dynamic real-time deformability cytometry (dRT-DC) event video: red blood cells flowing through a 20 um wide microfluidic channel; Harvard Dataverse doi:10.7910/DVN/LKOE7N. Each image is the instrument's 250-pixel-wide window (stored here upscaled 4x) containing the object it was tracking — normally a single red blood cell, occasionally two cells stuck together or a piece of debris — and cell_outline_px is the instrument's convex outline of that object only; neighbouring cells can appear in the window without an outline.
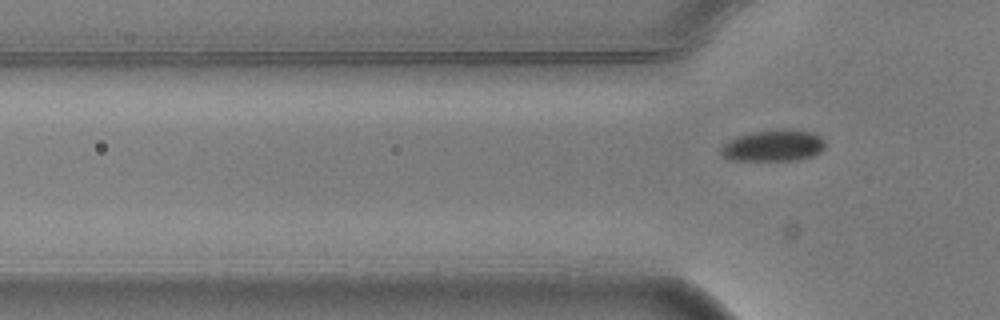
{"species": "common noctule bat (a hibernating species)", "species_latin": "Nyctalus noctula", "temperature_condition": "warm", "stored_images_in_passage": 5, "camera_frame_rate_fps": 3000, "um_per_image_px": 0.085, "animal": {"sex": "male", "body_mass_g": 20.5, "forearm_length_mm": 52.5}, "frame": {"image": 1, "passage_image": 5, "time_ms": 1.333, "image_size_px": [1000, 320], "cell_outline_px": [[824, 148], [820, 152], [812, 156], [796, 160], [732, 160], [724, 156], [720, 152], [720, 148], [724, 144], [736, 136], [752, 132], [784, 128], [788, 128], [812, 132], [820, 136], [824, 140]], "centroid_in_image_um": [65.75, 12.36], "position_along_channel_um": 60.0, "area_um2": 19.19}}